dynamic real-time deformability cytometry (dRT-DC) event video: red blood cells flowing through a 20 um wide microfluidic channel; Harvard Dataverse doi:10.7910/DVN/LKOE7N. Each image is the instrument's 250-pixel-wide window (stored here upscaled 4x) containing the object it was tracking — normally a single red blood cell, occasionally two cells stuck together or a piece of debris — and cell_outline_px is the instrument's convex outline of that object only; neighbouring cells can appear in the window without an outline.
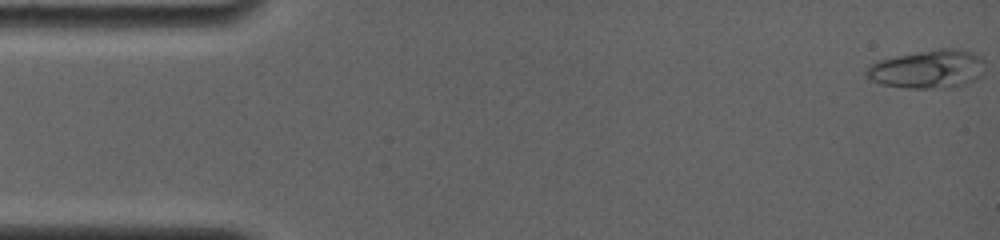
{"species": "common noctule bat (a hibernating species)", "species_latin": "Nyctalus noctula", "temperature_condition": "room temperature", "stored_images_in_passage": 87, "camera_frame_rate_fps": 4000, "um_per_image_px": 0.085, "animal": {"sex": "female", "body_mass_g": 19.0, "forearm_length_mm": 56.7}, "frame": {"image": 1, "passage_image": 1, "time_ms": 0.0, "image_size_px": [1000, 240], "cell_outline_px": [[984, 60], [980, 76], [964, 84], [932, 88], [904, 88], [880, 84], [872, 80], [864, 72], [876, 60], [896, 56], [940, 48], [956, 48], [972, 52], [980, 56]], "centroid_in_image_um": [78.83, 5.86], "position_along_channel_um": 6.2, "area_um2": 26.18}}
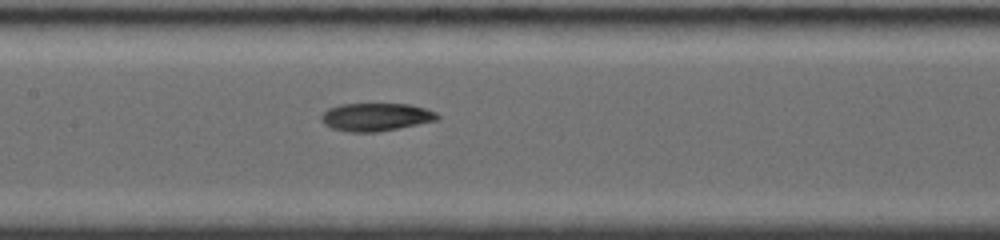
{"frame": {"image": 2, "passage_image": 39, "time_ms": 7.75, "image_size_px": [1000, 240], "cell_outline_px": [[440, 120], [380, 132], [348, 132], [332, 128], [324, 124], [320, 120], [320, 116], [328, 108], [340, 104], [412, 104], [436, 112], [440, 116]], "centroid_in_image_um": [31.97, 9.95], "position_along_channel_um": 175.4, "area_um2": 19.19}}
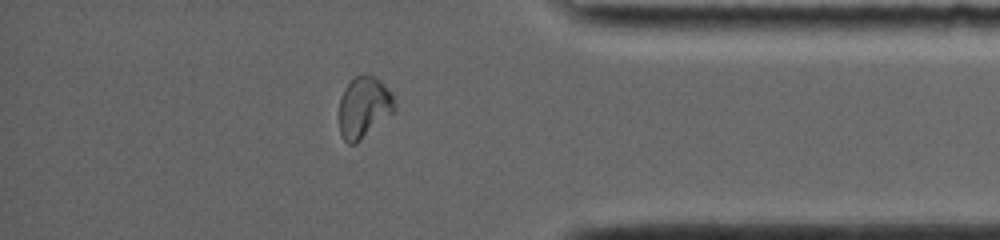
{"frame": {"image": 3, "passage_image": 74, "time_ms": 14.0, "image_size_px": [1000, 240], "cell_outline_px": [[396, 108], [392, 112], [356, 144], [348, 144], [344, 140], [340, 132], [340, 96], [344, 88], [356, 76], [376, 76], [392, 92], [396, 104]], "centroid_in_image_um": [30.93, 9.11], "position_along_channel_um": 404.3, "area_um2": 19.54}, "authors_computed_cell_mechanics": {"area_um2": 19.5364, "velocity_mm_per_s": 3.8165, "shape_relaxation_time_tau1_ms": null, "shape_relaxation_time_tau2_ms": 1.3342, "deformation_change_tau1": null, "deformation_change_tau2": 0.0552}}